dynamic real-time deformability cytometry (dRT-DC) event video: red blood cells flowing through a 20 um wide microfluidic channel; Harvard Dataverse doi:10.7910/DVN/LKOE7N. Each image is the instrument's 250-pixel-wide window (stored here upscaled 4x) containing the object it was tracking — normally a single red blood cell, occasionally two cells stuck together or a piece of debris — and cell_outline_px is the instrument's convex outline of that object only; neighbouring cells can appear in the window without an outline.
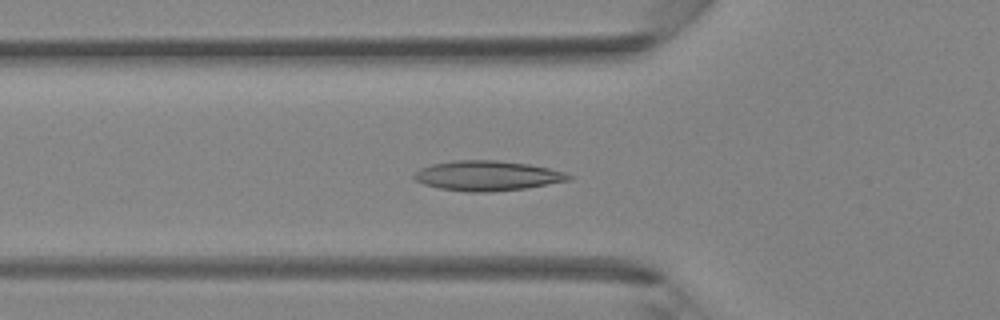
{"species": "Egyptian fruit bat (a non-hibernating species)", "species_latin": "Rousettus aegyptiacus", "temperature_condition": "room temperature", "stored_images_in_passage": 43, "camera_frame_rate_fps": 3000, "um_per_image_px": 0.085, "animal": {"sex": "female"}, "frame": {"image": 1, "passage_image": 14, "time_ms": 4.333, "image_size_px": [1000, 320], "cell_outline_px": [[572, 180], [524, 188], [484, 192], [468, 192], [440, 188], [424, 184], [416, 180], [412, 176], [420, 168], [432, 164], [456, 160], [496, 160], [528, 164], [548, 168], [564, 172], [572, 176]], "centroid_in_image_um": [41.41, 14.93], "position_along_channel_um": 84.4, "area_um2": 26.7}}
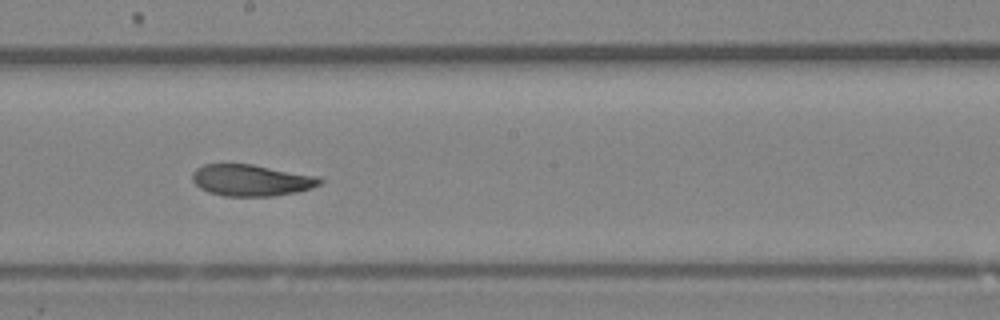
{"frame": {"image": 2, "passage_image": 23, "time_ms": 7.333, "image_size_px": [1000, 320], "cell_outline_px": [[324, 180], [320, 184], [312, 188], [296, 192], [272, 196], [224, 196], [208, 192], [200, 188], [192, 180], [192, 172], [196, 168], [204, 164], [252, 164], [320, 176]], "centroid_in_image_um": [21.38, 15.32], "position_along_channel_um": 226.8, "area_um2": 23.58}}
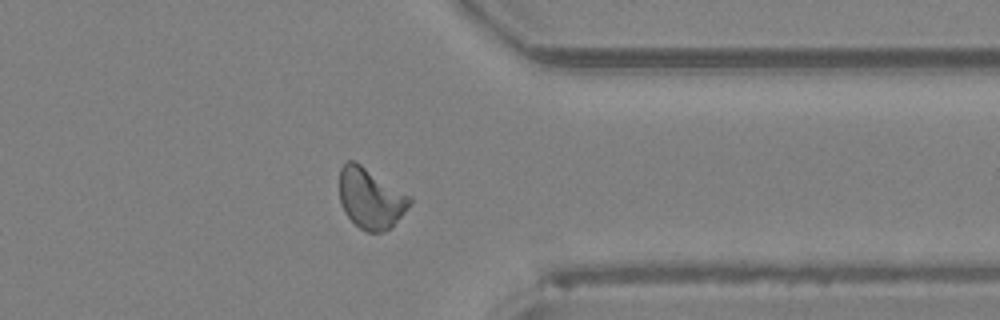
{"frame": {"image": 3, "passage_image": 33, "time_ms": 10.667, "image_size_px": [1000, 320], "cell_outline_px": [[412, 200], [408, 208], [388, 228], [380, 232], [368, 232], [360, 228], [344, 212], [340, 204], [340, 168], [348, 160], [356, 160], [412, 196]], "centroid_in_image_um": [31.5, 16.81], "position_along_channel_um": 379.9, "area_um2": 24.8}}